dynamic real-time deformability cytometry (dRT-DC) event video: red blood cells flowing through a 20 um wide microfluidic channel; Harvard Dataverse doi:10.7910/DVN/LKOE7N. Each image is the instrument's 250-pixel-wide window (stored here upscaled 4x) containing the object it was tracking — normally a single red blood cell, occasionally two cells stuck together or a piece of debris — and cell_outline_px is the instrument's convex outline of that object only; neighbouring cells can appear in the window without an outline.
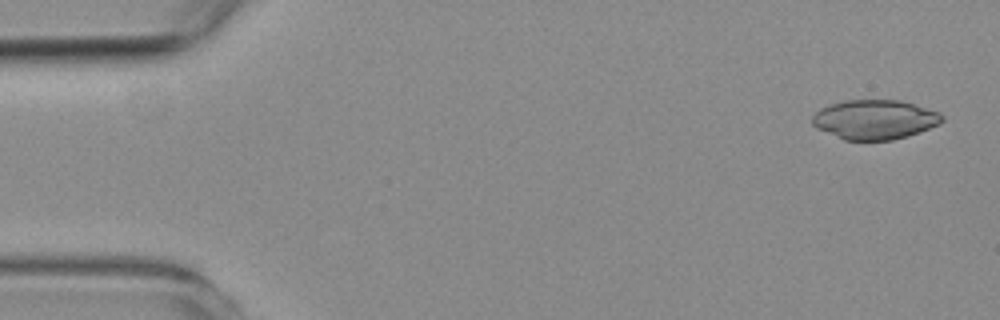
{"species": "common noctule bat (a hibernating species)", "species_latin": "Nyctalus noctula", "temperature_condition": "room temperature", "stored_images_in_passage": 56, "camera_frame_rate_fps": 3000, "um_per_image_px": 0.085, "animal": {"sex": "female", "body_mass_g": 19.3, "forearm_length_mm": 54.1}, "frame": {"image": 1, "passage_image": 2, "time_ms": 0.333, "image_size_px": [1000, 320], "cell_outline_px": [[944, 120], [940, 124], [920, 132], [908, 136], [892, 140], [844, 140], [816, 128], [812, 124], [812, 116], [820, 108], [832, 104], [848, 100], [900, 100], [940, 112], [944, 116]], "centroid_in_image_um": [74.37, 10.17], "position_along_channel_um": 10.6, "area_um2": 29.94}}
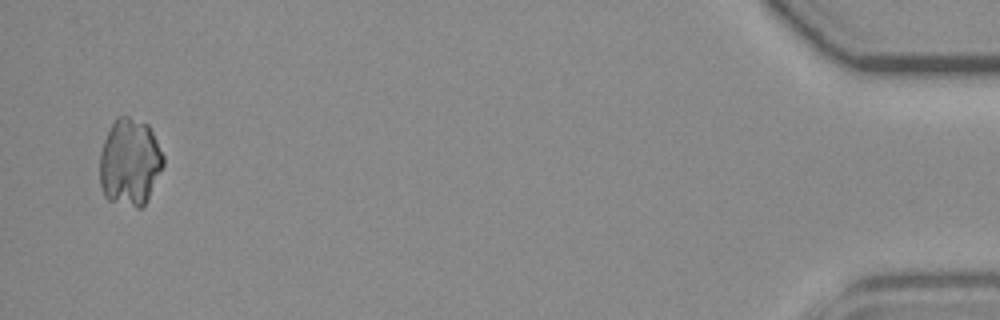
{"frame": {"image": 2, "passage_image": 55, "time_ms": 18.0, "image_size_px": [1000, 320], "cell_outline_px": [[164, 164], [144, 204], [140, 208], [136, 208], [108, 200], [104, 196], [100, 184], [100, 152], [104, 140], [116, 116], [128, 116], [148, 124], [164, 156]], "centroid_in_image_um": [11.02, 13.78], "position_along_channel_um": 424.2, "area_um2": 32.14}}